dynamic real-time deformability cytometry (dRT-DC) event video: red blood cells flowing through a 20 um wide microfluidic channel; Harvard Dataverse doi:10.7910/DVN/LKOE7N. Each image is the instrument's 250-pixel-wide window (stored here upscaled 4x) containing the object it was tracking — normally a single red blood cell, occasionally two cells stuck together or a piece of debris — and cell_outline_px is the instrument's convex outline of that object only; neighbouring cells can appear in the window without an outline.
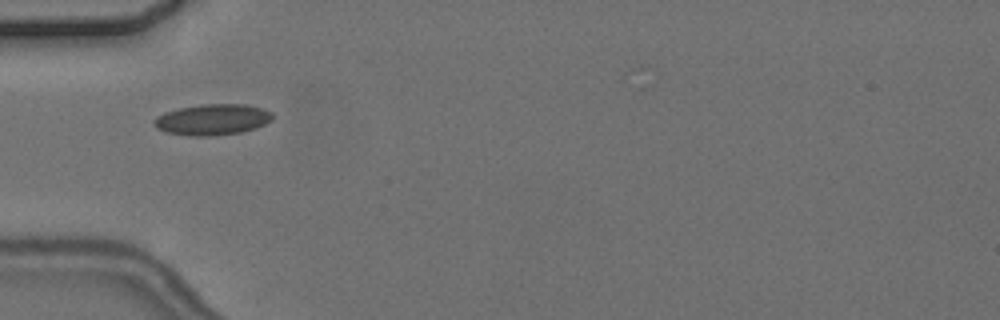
{"species": "common noctule bat (a hibernating species)", "species_latin": "Nyctalus noctula", "temperature_condition": "cold", "stored_images_in_passage": 3, "camera_frame_rate_fps": 3000, "um_per_image_px": 0.085, "animal": {"sex": "female", "body_mass_g": 24.6, "forearm_length_mm": 56.2}, "frame": {"image": 1, "passage_image": 2, "time_ms": 1.0, "image_size_px": [1000, 320], "cell_outline_px": [[272, 120], [256, 128], [240, 132], [216, 136], [188, 136], [168, 132], [156, 128], [152, 124], [152, 120], [156, 116], [164, 112], [180, 108], [204, 104], [244, 104], [264, 108], [272, 112]], "centroid_in_image_um": [18.04, 10.16], "position_along_channel_um": 67.0, "area_um2": 21.56}}
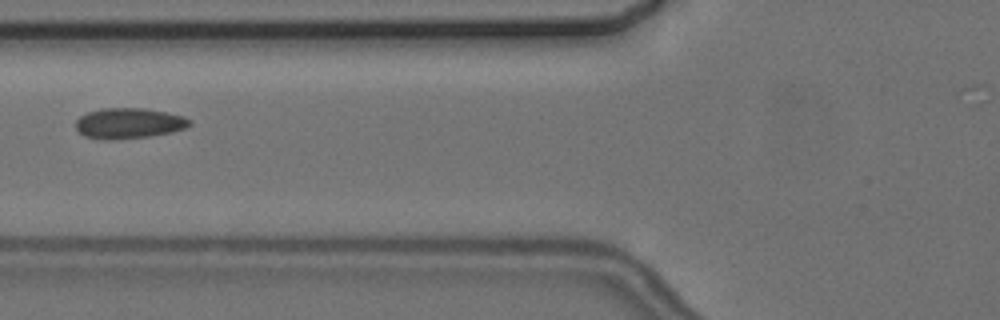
{"frame": {"image": 2, "passage_image": 3, "time_ms": 2.333, "image_size_px": [1000, 320], "cell_outline_px": [[192, 124], [184, 128], [172, 132], [148, 136], [112, 140], [104, 140], [84, 136], [76, 128], [76, 120], [80, 116], [88, 112], [104, 108], [144, 108], [184, 116], [192, 120]], "centroid_in_image_um": [10.95, 10.48], "position_along_channel_um": 114.8, "area_um2": 20.23}}